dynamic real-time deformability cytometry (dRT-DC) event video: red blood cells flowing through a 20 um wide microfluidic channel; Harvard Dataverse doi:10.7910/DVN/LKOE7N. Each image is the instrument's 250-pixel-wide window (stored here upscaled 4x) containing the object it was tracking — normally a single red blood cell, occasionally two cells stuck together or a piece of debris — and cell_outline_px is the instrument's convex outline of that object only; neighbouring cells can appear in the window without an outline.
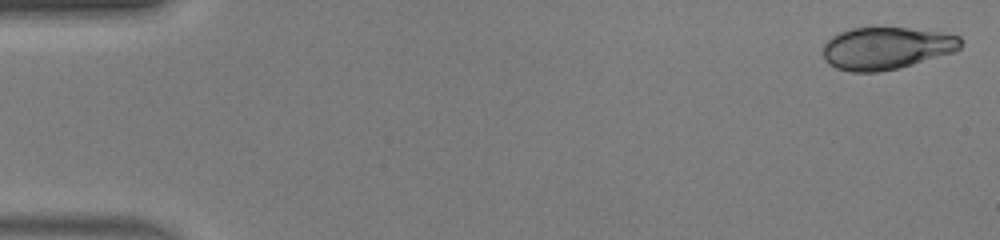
{"species": "human", "species_latin": "Homo sapiens", "temperature_condition": "warm", "stored_images_in_passage": 48, "camera_frame_rate_fps": 3000, "um_per_image_px": 0.085, "donor": {"sex": "male"}, "frame": {"image": 1, "passage_image": 1, "time_ms": 0.0, "image_size_px": [1000, 240], "cell_outline_px": [[964, 44], [956, 52], [900, 68], [876, 72], [852, 72], [836, 68], [828, 64], [824, 60], [824, 44], [832, 36], [840, 32], [852, 28], [872, 24], [908, 28], [940, 32], [960, 36]], "centroid_in_image_um": [75.36, 4.06], "position_along_channel_um": 9.6, "area_um2": 34.97}}
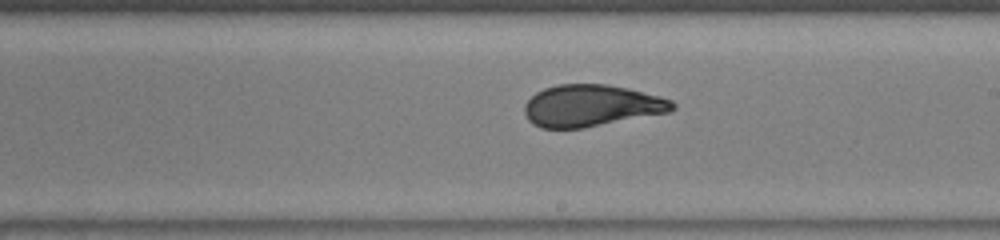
{"frame": {"image": 2, "passage_image": 28, "time_ms": 9.0, "image_size_px": [1000, 240], "cell_outline_px": [[676, 108], [668, 112], [584, 128], [540, 128], [532, 124], [528, 120], [524, 112], [524, 104], [536, 92], [544, 88], [556, 84], [604, 84], [628, 88], [660, 96], [672, 100], [676, 104]], "centroid_in_image_um": [50.25, 8.98], "position_along_channel_um": 238.8, "area_um2": 36.13}}
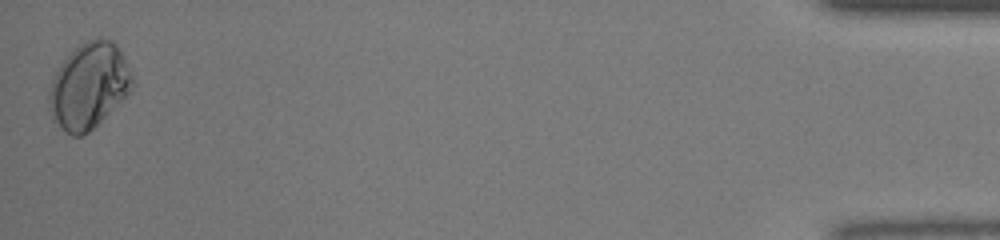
{"frame": {"image": 3, "passage_image": 48, "time_ms": 15.667, "image_size_px": [1000, 240], "cell_outline_px": [[132, 84], [128, 92], [88, 132], [80, 136], [72, 136], [64, 132], [52, 120], [48, 108], [48, 92], [56, 68], [80, 44], [96, 36], [112, 40], [120, 48], [132, 76]], "centroid_in_image_um": [7.49, 7.28], "position_along_channel_um": 427.7, "area_um2": 41.21}, "authors_computed_cell_mechanics": {"area_um2": 36.0383, "velocity_mm_per_s": 4.2115, "shape_relaxation_time_tau1_ms": 10.2551, "shape_relaxation_time_tau2_ms": null, "deformation_change_tau1": 0.2163, "deformation_change_tau2": null}}